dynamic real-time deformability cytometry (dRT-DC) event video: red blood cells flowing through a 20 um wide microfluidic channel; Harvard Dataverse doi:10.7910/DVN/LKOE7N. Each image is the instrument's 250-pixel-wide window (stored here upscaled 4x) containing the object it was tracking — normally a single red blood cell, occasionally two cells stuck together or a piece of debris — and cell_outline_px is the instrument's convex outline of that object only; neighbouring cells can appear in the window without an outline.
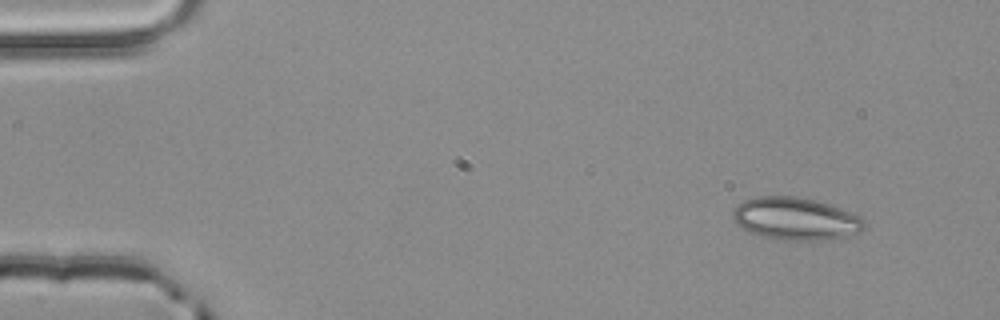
{"species": "common noctule bat (a hibernating species)", "species_latin": "Nyctalus noctula", "temperature_condition": "room temperature", "stored_images_in_passage": 3, "camera_frame_rate_fps": 3000, "um_per_image_px": 0.085, "animal": {"sex": "male", "body_mass_g": 20.4}, "frame": {"image": 1, "passage_image": 1, "time_ms": 0.0, "image_size_px": [1000, 320], "cell_outline_px": [[864, 228], [860, 232], [844, 236], [824, 240], [784, 240], [764, 236], [748, 232], [740, 228], [732, 220], [732, 212], [736, 204], [744, 200], [756, 196], [796, 196], [828, 204], [852, 212], [860, 216], [864, 220]], "centroid_in_image_um": [67.57, 18.59], "position_along_channel_um": 17.4, "area_um2": 32.66}}